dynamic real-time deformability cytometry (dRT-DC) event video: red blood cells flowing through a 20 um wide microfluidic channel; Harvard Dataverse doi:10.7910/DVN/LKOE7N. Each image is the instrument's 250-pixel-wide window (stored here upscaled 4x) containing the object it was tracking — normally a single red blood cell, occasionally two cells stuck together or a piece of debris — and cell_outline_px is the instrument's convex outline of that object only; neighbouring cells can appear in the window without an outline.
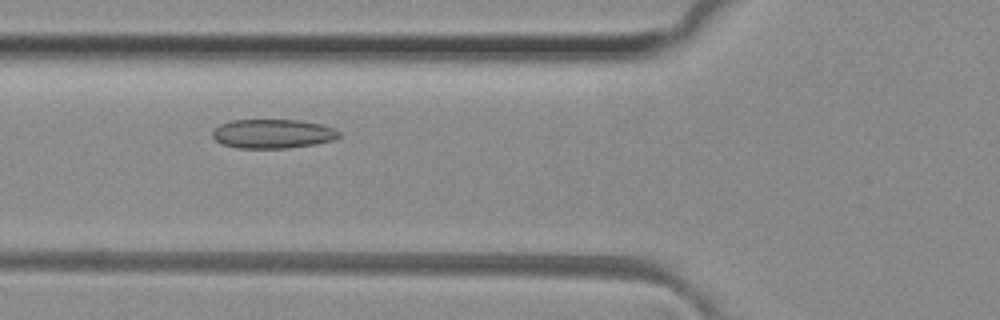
{"species": "common noctule bat (a hibernating species)", "species_latin": "Nyctalus noctula", "temperature_condition": "room temperature", "stored_images_in_passage": 46, "camera_frame_rate_fps": 3000, "um_per_image_px": 0.085, "animal": {"sex": "female", "body_mass_g": 29.2, "forearm_length_mm": 56.3}, "frame": {"image": 1, "passage_image": 14, "time_ms": 4.333, "image_size_px": [1000, 320], "cell_outline_px": [[340, 136], [332, 140], [316, 144], [288, 148], [236, 148], [220, 144], [212, 136], [212, 132], [220, 124], [232, 120], [300, 120], [320, 124], [336, 128], [340, 132]], "centroid_in_image_um": [23.19, 11.37], "position_along_channel_um": 102.6, "area_um2": 21.62}}
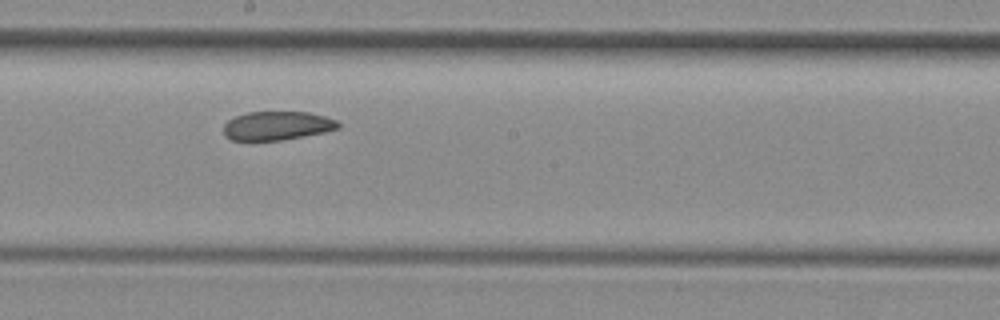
{"frame": {"image": 2, "passage_image": 23, "time_ms": 7.333, "image_size_px": [1000, 320], "cell_outline_px": [[340, 128], [324, 132], [280, 140], [232, 140], [224, 136], [224, 124], [228, 120], [236, 116], [248, 112], [308, 112], [324, 116], [336, 120], [340, 124]], "centroid_in_image_um": [23.54, 10.68], "position_along_channel_um": 224.7, "area_um2": 19.07}}
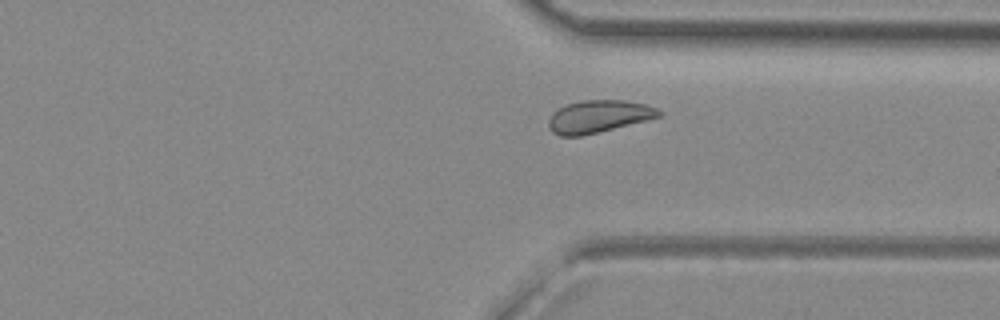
{"frame": {"image": 3, "passage_image": 33, "time_ms": 10.667, "image_size_px": [1000, 320], "cell_outline_px": [[664, 112], [660, 116], [648, 120], [580, 136], [560, 136], [552, 132], [548, 128], [548, 120], [552, 112], [556, 108], [564, 104], [584, 100], [628, 100], [660, 108]], "centroid_in_image_um": [50.87, 9.88], "position_along_channel_um": 360.5, "area_um2": 21.15}, "authors_computed_cell_mechanics": {"area_um2": 21.1548, "velocity_mm_per_s": 4.0713, "shape_relaxation_time_tau1_ms": null, "shape_relaxation_time_tau2_ms": 3.3636, "deformation_change_tau1": null, "deformation_change_tau2": 0.0798}}